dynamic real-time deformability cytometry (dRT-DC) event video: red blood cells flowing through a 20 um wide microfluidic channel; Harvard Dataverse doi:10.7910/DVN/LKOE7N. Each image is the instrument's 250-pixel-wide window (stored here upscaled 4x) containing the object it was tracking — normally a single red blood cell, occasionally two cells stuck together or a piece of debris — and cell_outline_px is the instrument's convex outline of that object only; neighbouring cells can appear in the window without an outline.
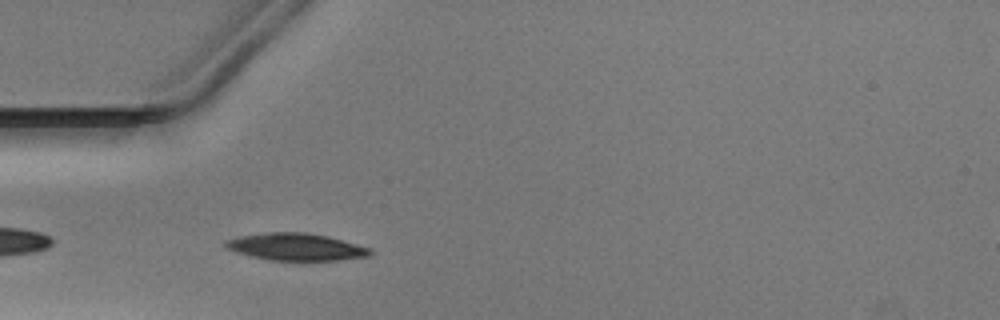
{"species": "Egyptian fruit bat (a non-hibernating species)", "species_latin": "Rousettus aegyptiacus", "temperature_condition": "warm", "stored_images_in_passage": 18, "camera_frame_rate_fps": 3000, "um_per_image_px": 0.085, "animal": {"sex": "male"}, "frame": {"image": 1, "passage_image": 2, "time_ms": 0.333, "image_size_px": [1000, 320], "cell_outline_px": [[372, 252], [368, 256], [336, 260], [268, 260], [236, 252], [228, 248], [224, 244], [224, 240], [236, 236], [268, 232], [308, 232], [328, 236], [372, 248]], "centroid_in_image_um": [25.14, 20.97], "position_along_channel_um": 59.9, "area_um2": 22.95}}
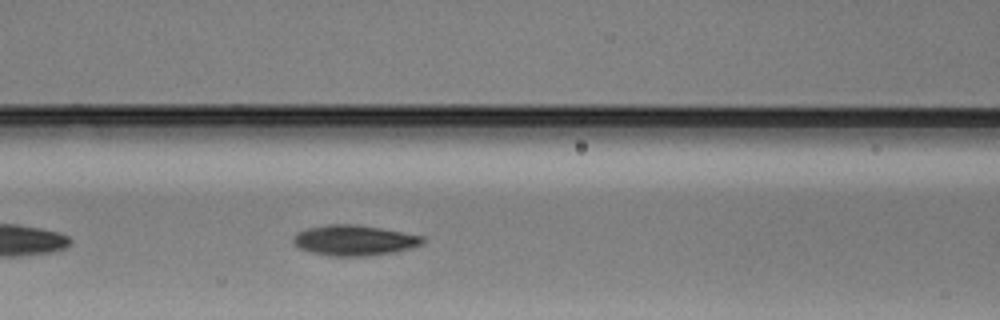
{"frame": {"image": 2, "passage_image": 8, "time_ms": 2.333, "image_size_px": [1000, 320], "cell_outline_px": [[424, 244], [412, 248], [396, 252], [368, 256], [328, 256], [312, 252], [300, 248], [292, 244], [292, 236], [296, 232], [308, 228], [328, 224], [352, 224], [380, 228], [424, 236]], "centroid_in_image_um": [30.1, 20.43], "position_along_channel_um": 136.5, "area_um2": 23.18}}
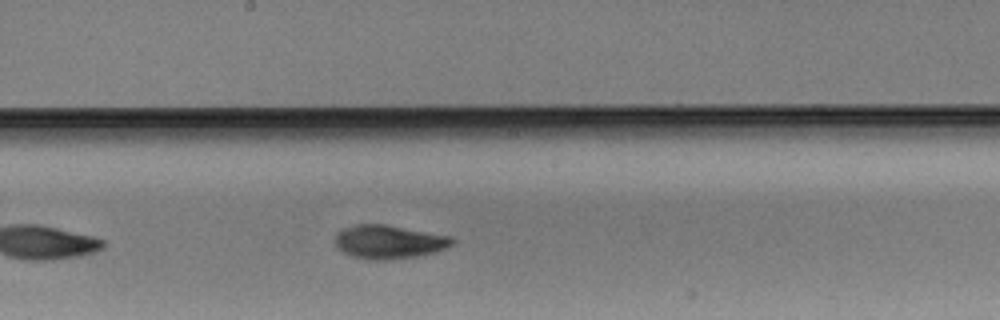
{"frame": {"image": 3, "passage_image": 14, "time_ms": 4.333, "image_size_px": [1000, 320], "cell_outline_px": [[456, 240], [452, 244], [444, 248], [432, 252], [416, 256], [388, 260], [368, 260], [352, 256], [336, 248], [336, 236], [344, 228], [356, 224], [384, 224], [452, 236]], "centroid_in_image_um": [33.05, 20.56], "position_along_channel_um": 215.1, "area_um2": 22.77}}